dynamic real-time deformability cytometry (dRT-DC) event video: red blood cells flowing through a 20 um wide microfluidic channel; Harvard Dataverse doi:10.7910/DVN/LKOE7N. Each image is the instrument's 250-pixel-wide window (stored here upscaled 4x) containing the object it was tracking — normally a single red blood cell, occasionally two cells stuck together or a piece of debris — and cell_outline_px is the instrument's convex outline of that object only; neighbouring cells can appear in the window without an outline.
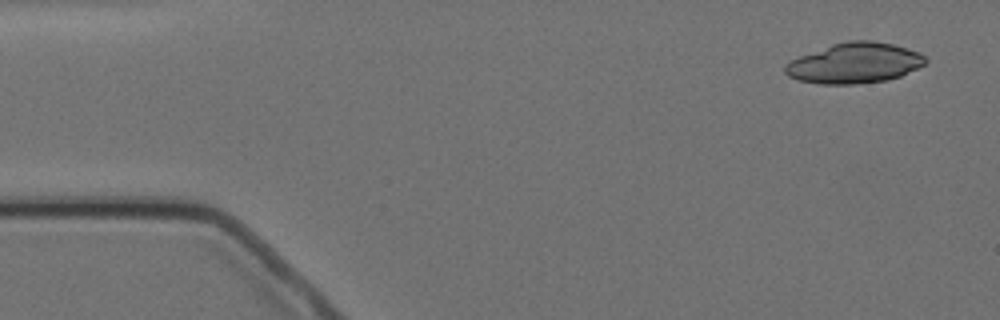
{"species": "Egyptian fruit bat (a non-hibernating species)", "species_latin": "Rousettus aegyptiacus", "temperature_condition": "cold", "stored_images_in_passage": 4, "camera_frame_rate_fps": 3000, "um_per_image_px": 0.085, "animal": {"sex": "female"}, "frame": {"image": 1, "passage_image": 1, "time_ms": 0.0, "image_size_px": [1000, 320], "cell_outline_px": [[928, 60], [924, 64], [900, 76], [888, 80], [856, 84], [820, 84], [800, 80], [788, 76], [784, 72], [784, 64], [800, 56], [832, 44], [848, 40], [872, 40], [892, 44], [908, 48], [920, 52]], "centroid_in_image_um": [72.64, 5.36], "position_along_channel_um": 12.4, "area_um2": 33.0}}
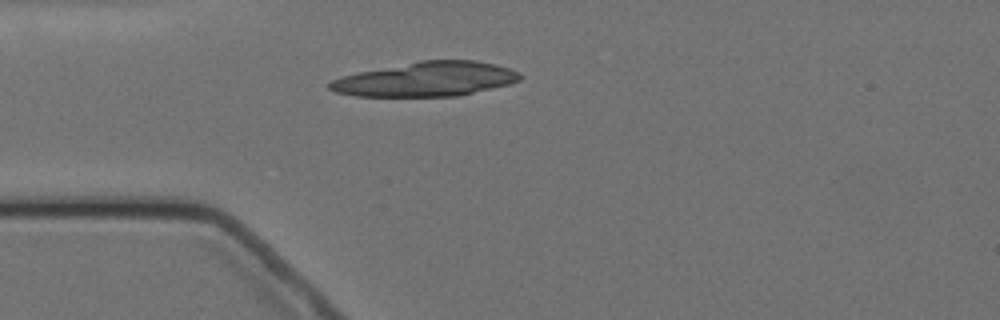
{"frame": {"image": 2, "passage_image": 4, "time_ms": 3.667, "image_size_px": [1000, 320], "cell_outline_px": [[520, 80], [508, 84], [456, 96], [356, 96], [336, 92], [328, 88], [328, 84], [332, 80], [344, 76], [360, 72], [420, 60], [476, 60], [496, 64], [508, 68], [516, 72], [520, 76]], "centroid_in_image_um": [36.2, 6.73], "position_along_channel_um": 48.8, "area_um2": 37.63}}